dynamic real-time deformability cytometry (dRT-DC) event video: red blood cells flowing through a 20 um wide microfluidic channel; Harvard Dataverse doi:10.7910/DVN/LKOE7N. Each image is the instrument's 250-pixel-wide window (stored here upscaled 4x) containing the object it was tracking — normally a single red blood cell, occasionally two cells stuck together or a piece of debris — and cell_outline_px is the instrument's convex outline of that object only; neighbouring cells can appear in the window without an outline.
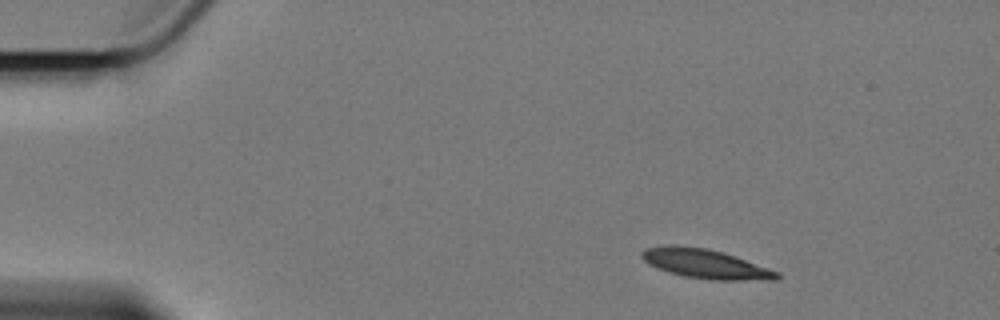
{"species": "Egyptian fruit bat (a non-hibernating species)", "species_latin": "Rousettus aegyptiacus", "temperature_condition": "cold", "stored_images_in_passage": 17, "camera_frame_rate_fps": 3000, "um_per_image_px": 0.085, "animal": {"sex": "female"}, "frame": {"image": 1, "passage_image": 1, "time_ms": 0.0, "image_size_px": [1000, 320], "cell_outline_px": [[780, 276], [776, 280], [708, 280], [684, 276], [668, 272], [656, 268], [648, 264], [640, 256], [640, 252], [644, 248], [668, 244], [676, 244], [708, 248], [780, 272]], "centroid_in_image_um": [59.88, 22.42], "position_along_channel_um": 25.1, "area_um2": 23.18}}
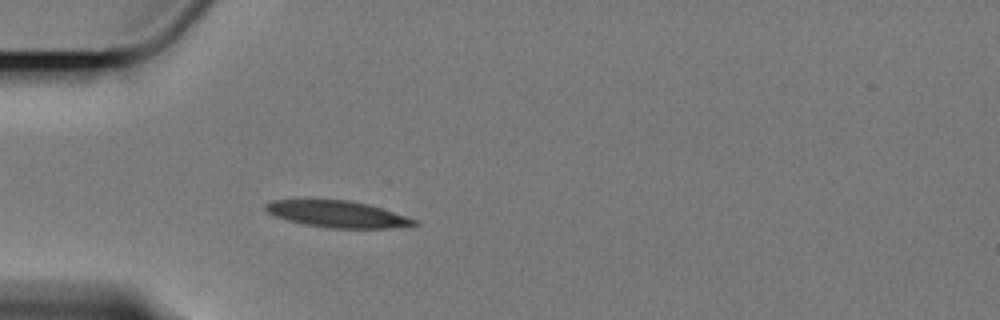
{"frame": {"image": 2, "passage_image": 10, "time_ms": 3.0, "image_size_px": [1000, 320], "cell_outline_px": [[420, 224], [392, 228], [328, 228], [304, 224], [288, 220], [276, 216], [268, 212], [264, 208], [264, 204], [272, 200], [348, 200], [368, 204], [416, 220]], "centroid_in_image_um": [28.65, 18.2], "position_along_channel_um": 56.3, "area_um2": 22.72}}